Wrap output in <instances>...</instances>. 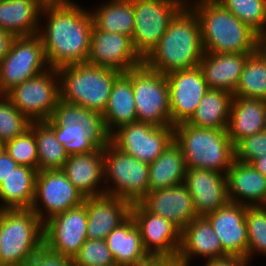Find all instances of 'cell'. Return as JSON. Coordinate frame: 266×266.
Returning <instances> with one entry per match:
<instances>
[{"mask_svg":"<svg viewBox=\"0 0 266 266\" xmlns=\"http://www.w3.org/2000/svg\"><path fill=\"white\" fill-rule=\"evenodd\" d=\"M49 68L38 34L15 37L8 54L0 63V94H6L13 87Z\"/></svg>","mask_w":266,"mask_h":266,"instance_id":"cell-11","label":"cell"},{"mask_svg":"<svg viewBox=\"0 0 266 266\" xmlns=\"http://www.w3.org/2000/svg\"><path fill=\"white\" fill-rule=\"evenodd\" d=\"M17 166H19V164L15 162L4 149L0 154V183L3 182Z\"/></svg>","mask_w":266,"mask_h":266,"instance_id":"cell-46","label":"cell"},{"mask_svg":"<svg viewBox=\"0 0 266 266\" xmlns=\"http://www.w3.org/2000/svg\"><path fill=\"white\" fill-rule=\"evenodd\" d=\"M104 149L69 155L62 171L84 197L106 194L104 184ZM103 185V186H102Z\"/></svg>","mask_w":266,"mask_h":266,"instance_id":"cell-24","label":"cell"},{"mask_svg":"<svg viewBox=\"0 0 266 266\" xmlns=\"http://www.w3.org/2000/svg\"><path fill=\"white\" fill-rule=\"evenodd\" d=\"M200 256V257H199ZM205 261L228 257L223 251L219 237L206 217L193 219L181 231V244L177 258L183 266H190L194 258Z\"/></svg>","mask_w":266,"mask_h":266,"instance_id":"cell-22","label":"cell"},{"mask_svg":"<svg viewBox=\"0 0 266 266\" xmlns=\"http://www.w3.org/2000/svg\"><path fill=\"white\" fill-rule=\"evenodd\" d=\"M88 214L87 238L103 239L129 216L131 203L125 199L102 195L85 197L84 203Z\"/></svg>","mask_w":266,"mask_h":266,"instance_id":"cell-23","label":"cell"},{"mask_svg":"<svg viewBox=\"0 0 266 266\" xmlns=\"http://www.w3.org/2000/svg\"><path fill=\"white\" fill-rule=\"evenodd\" d=\"M250 54L205 52L199 62L204 79L212 90L233 94Z\"/></svg>","mask_w":266,"mask_h":266,"instance_id":"cell-26","label":"cell"},{"mask_svg":"<svg viewBox=\"0 0 266 266\" xmlns=\"http://www.w3.org/2000/svg\"><path fill=\"white\" fill-rule=\"evenodd\" d=\"M86 206L68 209L43 224L44 247L52 253L74 258L87 238Z\"/></svg>","mask_w":266,"mask_h":266,"instance_id":"cell-15","label":"cell"},{"mask_svg":"<svg viewBox=\"0 0 266 266\" xmlns=\"http://www.w3.org/2000/svg\"><path fill=\"white\" fill-rule=\"evenodd\" d=\"M43 246V223L32 209L0 210V266H25Z\"/></svg>","mask_w":266,"mask_h":266,"instance_id":"cell-7","label":"cell"},{"mask_svg":"<svg viewBox=\"0 0 266 266\" xmlns=\"http://www.w3.org/2000/svg\"><path fill=\"white\" fill-rule=\"evenodd\" d=\"M75 266H116L103 239H87L73 258Z\"/></svg>","mask_w":266,"mask_h":266,"instance_id":"cell-41","label":"cell"},{"mask_svg":"<svg viewBox=\"0 0 266 266\" xmlns=\"http://www.w3.org/2000/svg\"><path fill=\"white\" fill-rule=\"evenodd\" d=\"M186 169L203 168L226 175L235 160L234 144L226 129L199 128L187 122L174 126Z\"/></svg>","mask_w":266,"mask_h":266,"instance_id":"cell-5","label":"cell"},{"mask_svg":"<svg viewBox=\"0 0 266 266\" xmlns=\"http://www.w3.org/2000/svg\"><path fill=\"white\" fill-rule=\"evenodd\" d=\"M125 74L132 81L137 121L156 126L172 125L165 75L150 69L144 63Z\"/></svg>","mask_w":266,"mask_h":266,"instance_id":"cell-9","label":"cell"},{"mask_svg":"<svg viewBox=\"0 0 266 266\" xmlns=\"http://www.w3.org/2000/svg\"><path fill=\"white\" fill-rule=\"evenodd\" d=\"M139 203L150 213L171 221L181 231L197 218L192 196L185 183L148 192Z\"/></svg>","mask_w":266,"mask_h":266,"instance_id":"cell-20","label":"cell"},{"mask_svg":"<svg viewBox=\"0 0 266 266\" xmlns=\"http://www.w3.org/2000/svg\"><path fill=\"white\" fill-rule=\"evenodd\" d=\"M60 99L88 110L103 113L120 71L79 63L57 68Z\"/></svg>","mask_w":266,"mask_h":266,"instance_id":"cell-6","label":"cell"},{"mask_svg":"<svg viewBox=\"0 0 266 266\" xmlns=\"http://www.w3.org/2000/svg\"><path fill=\"white\" fill-rule=\"evenodd\" d=\"M37 170L19 165L0 183V210L31 209L35 198Z\"/></svg>","mask_w":266,"mask_h":266,"instance_id":"cell-31","label":"cell"},{"mask_svg":"<svg viewBox=\"0 0 266 266\" xmlns=\"http://www.w3.org/2000/svg\"><path fill=\"white\" fill-rule=\"evenodd\" d=\"M149 192L170 188L185 182L186 165L181 147L173 140L149 164Z\"/></svg>","mask_w":266,"mask_h":266,"instance_id":"cell-32","label":"cell"},{"mask_svg":"<svg viewBox=\"0 0 266 266\" xmlns=\"http://www.w3.org/2000/svg\"><path fill=\"white\" fill-rule=\"evenodd\" d=\"M251 166L266 177V155L250 162Z\"/></svg>","mask_w":266,"mask_h":266,"instance_id":"cell-49","label":"cell"},{"mask_svg":"<svg viewBox=\"0 0 266 266\" xmlns=\"http://www.w3.org/2000/svg\"><path fill=\"white\" fill-rule=\"evenodd\" d=\"M165 77L168 82L171 124L174 127L192 118L210 88L199 66L173 71Z\"/></svg>","mask_w":266,"mask_h":266,"instance_id":"cell-16","label":"cell"},{"mask_svg":"<svg viewBox=\"0 0 266 266\" xmlns=\"http://www.w3.org/2000/svg\"><path fill=\"white\" fill-rule=\"evenodd\" d=\"M200 24L203 48L209 53L253 54L256 32L217 0H187Z\"/></svg>","mask_w":266,"mask_h":266,"instance_id":"cell-3","label":"cell"},{"mask_svg":"<svg viewBox=\"0 0 266 266\" xmlns=\"http://www.w3.org/2000/svg\"><path fill=\"white\" fill-rule=\"evenodd\" d=\"M43 5L66 4L72 0H39Z\"/></svg>","mask_w":266,"mask_h":266,"instance_id":"cell-50","label":"cell"},{"mask_svg":"<svg viewBox=\"0 0 266 266\" xmlns=\"http://www.w3.org/2000/svg\"><path fill=\"white\" fill-rule=\"evenodd\" d=\"M251 261L247 257L228 256L221 259L208 260L204 266H250Z\"/></svg>","mask_w":266,"mask_h":266,"instance_id":"cell-45","label":"cell"},{"mask_svg":"<svg viewBox=\"0 0 266 266\" xmlns=\"http://www.w3.org/2000/svg\"><path fill=\"white\" fill-rule=\"evenodd\" d=\"M226 180L229 202L245 206L266 205V177L250 163L234 160Z\"/></svg>","mask_w":266,"mask_h":266,"instance_id":"cell-25","label":"cell"},{"mask_svg":"<svg viewBox=\"0 0 266 266\" xmlns=\"http://www.w3.org/2000/svg\"><path fill=\"white\" fill-rule=\"evenodd\" d=\"M233 94L209 89L187 122L199 128L227 129Z\"/></svg>","mask_w":266,"mask_h":266,"instance_id":"cell-33","label":"cell"},{"mask_svg":"<svg viewBox=\"0 0 266 266\" xmlns=\"http://www.w3.org/2000/svg\"><path fill=\"white\" fill-rule=\"evenodd\" d=\"M134 9L133 47L144 60L156 47L187 0H131Z\"/></svg>","mask_w":266,"mask_h":266,"instance_id":"cell-10","label":"cell"},{"mask_svg":"<svg viewBox=\"0 0 266 266\" xmlns=\"http://www.w3.org/2000/svg\"><path fill=\"white\" fill-rule=\"evenodd\" d=\"M31 121L5 94H0V141L4 144L29 129Z\"/></svg>","mask_w":266,"mask_h":266,"instance_id":"cell-39","label":"cell"},{"mask_svg":"<svg viewBox=\"0 0 266 266\" xmlns=\"http://www.w3.org/2000/svg\"><path fill=\"white\" fill-rule=\"evenodd\" d=\"M14 38L15 36L11 33L0 29V63L8 54Z\"/></svg>","mask_w":266,"mask_h":266,"instance_id":"cell-47","label":"cell"},{"mask_svg":"<svg viewBox=\"0 0 266 266\" xmlns=\"http://www.w3.org/2000/svg\"><path fill=\"white\" fill-rule=\"evenodd\" d=\"M91 10L93 24L99 30L125 34L132 38L134 32V9L131 0H106ZM96 10V11H95Z\"/></svg>","mask_w":266,"mask_h":266,"instance_id":"cell-34","label":"cell"},{"mask_svg":"<svg viewBox=\"0 0 266 266\" xmlns=\"http://www.w3.org/2000/svg\"><path fill=\"white\" fill-rule=\"evenodd\" d=\"M84 200L85 197L62 170L37 172L35 198L31 209L43 224L53 216L80 206Z\"/></svg>","mask_w":266,"mask_h":266,"instance_id":"cell-14","label":"cell"},{"mask_svg":"<svg viewBox=\"0 0 266 266\" xmlns=\"http://www.w3.org/2000/svg\"><path fill=\"white\" fill-rule=\"evenodd\" d=\"M128 266H183L177 256H150L139 263Z\"/></svg>","mask_w":266,"mask_h":266,"instance_id":"cell-44","label":"cell"},{"mask_svg":"<svg viewBox=\"0 0 266 266\" xmlns=\"http://www.w3.org/2000/svg\"><path fill=\"white\" fill-rule=\"evenodd\" d=\"M246 208L245 205L228 202L224 207L206 216L228 256H247Z\"/></svg>","mask_w":266,"mask_h":266,"instance_id":"cell-21","label":"cell"},{"mask_svg":"<svg viewBox=\"0 0 266 266\" xmlns=\"http://www.w3.org/2000/svg\"><path fill=\"white\" fill-rule=\"evenodd\" d=\"M227 133L234 146L242 139L266 130V100L233 96Z\"/></svg>","mask_w":266,"mask_h":266,"instance_id":"cell-27","label":"cell"},{"mask_svg":"<svg viewBox=\"0 0 266 266\" xmlns=\"http://www.w3.org/2000/svg\"><path fill=\"white\" fill-rule=\"evenodd\" d=\"M102 116L110 135L121 126L137 121L132 81L125 73L115 80Z\"/></svg>","mask_w":266,"mask_h":266,"instance_id":"cell-30","label":"cell"},{"mask_svg":"<svg viewBox=\"0 0 266 266\" xmlns=\"http://www.w3.org/2000/svg\"><path fill=\"white\" fill-rule=\"evenodd\" d=\"M235 160L250 163L266 155V130L240 140L235 146Z\"/></svg>","mask_w":266,"mask_h":266,"instance_id":"cell-42","label":"cell"},{"mask_svg":"<svg viewBox=\"0 0 266 266\" xmlns=\"http://www.w3.org/2000/svg\"><path fill=\"white\" fill-rule=\"evenodd\" d=\"M5 151L19 165L38 171V151L34 132L29 128L23 134L4 144Z\"/></svg>","mask_w":266,"mask_h":266,"instance_id":"cell-40","label":"cell"},{"mask_svg":"<svg viewBox=\"0 0 266 266\" xmlns=\"http://www.w3.org/2000/svg\"><path fill=\"white\" fill-rule=\"evenodd\" d=\"M42 8L39 0H0V29L15 37L36 35Z\"/></svg>","mask_w":266,"mask_h":266,"instance_id":"cell-28","label":"cell"},{"mask_svg":"<svg viewBox=\"0 0 266 266\" xmlns=\"http://www.w3.org/2000/svg\"><path fill=\"white\" fill-rule=\"evenodd\" d=\"M233 96L266 100V63L257 53L246 59Z\"/></svg>","mask_w":266,"mask_h":266,"instance_id":"cell-36","label":"cell"},{"mask_svg":"<svg viewBox=\"0 0 266 266\" xmlns=\"http://www.w3.org/2000/svg\"><path fill=\"white\" fill-rule=\"evenodd\" d=\"M198 217L224 207L228 202L226 175L203 168L186 169L184 182Z\"/></svg>","mask_w":266,"mask_h":266,"instance_id":"cell-19","label":"cell"},{"mask_svg":"<svg viewBox=\"0 0 266 266\" xmlns=\"http://www.w3.org/2000/svg\"><path fill=\"white\" fill-rule=\"evenodd\" d=\"M116 266H128L149 258L139 228L130 215L105 238Z\"/></svg>","mask_w":266,"mask_h":266,"instance_id":"cell-29","label":"cell"},{"mask_svg":"<svg viewBox=\"0 0 266 266\" xmlns=\"http://www.w3.org/2000/svg\"><path fill=\"white\" fill-rule=\"evenodd\" d=\"M29 128L34 132L37 143L38 171L62 170L69 155L54 131L44 121L31 122Z\"/></svg>","mask_w":266,"mask_h":266,"instance_id":"cell-35","label":"cell"},{"mask_svg":"<svg viewBox=\"0 0 266 266\" xmlns=\"http://www.w3.org/2000/svg\"><path fill=\"white\" fill-rule=\"evenodd\" d=\"M87 63L125 73L143 64V59L134 49L131 37L93 26Z\"/></svg>","mask_w":266,"mask_h":266,"instance_id":"cell-17","label":"cell"},{"mask_svg":"<svg viewBox=\"0 0 266 266\" xmlns=\"http://www.w3.org/2000/svg\"><path fill=\"white\" fill-rule=\"evenodd\" d=\"M256 33L266 31V0H217Z\"/></svg>","mask_w":266,"mask_h":266,"instance_id":"cell-37","label":"cell"},{"mask_svg":"<svg viewBox=\"0 0 266 266\" xmlns=\"http://www.w3.org/2000/svg\"><path fill=\"white\" fill-rule=\"evenodd\" d=\"M38 35L41 37L50 68L87 63L93 14L75 1L43 5ZM45 24V25H42Z\"/></svg>","mask_w":266,"mask_h":266,"instance_id":"cell-1","label":"cell"},{"mask_svg":"<svg viewBox=\"0 0 266 266\" xmlns=\"http://www.w3.org/2000/svg\"><path fill=\"white\" fill-rule=\"evenodd\" d=\"M245 219L248 231L246 257L252 261L255 253H263L266 256V205L247 206Z\"/></svg>","mask_w":266,"mask_h":266,"instance_id":"cell-38","label":"cell"},{"mask_svg":"<svg viewBox=\"0 0 266 266\" xmlns=\"http://www.w3.org/2000/svg\"><path fill=\"white\" fill-rule=\"evenodd\" d=\"M103 169L106 195L132 204L149 192V164L122 152L111 142L104 148Z\"/></svg>","mask_w":266,"mask_h":266,"instance_id":"cell-8","label":"cell"},{"mask_svg":"<svg viewBox=\"0 0 266 266\" xmlns=\"http://www.w3.org/2000/svg\"><path fill=\"white\" fill-rule=\"evenodd\" d=\"M4 150V143L0 141V154Z\"/></svg>","mask_w":266,"mask_h":266,"instance_id":"cell-51","label":"cell"},{"mask_svg":"<svg viewBox=\"0 0 266 266\" xmlns=\"http://www.w3.org/2000/svg\"><path fill=\"white\" fill-rule=\"evenodd\" d=\"M25 266H75L70 257L50 252L44 246L29 259Z\"/></svg>","mask_w":266,"mask_h":266,"instance_id":"cell-43","label":"cell"},{"mask_svg":"<svg viewBox=\"0 0 266 266\" xmlns=\"http://www.w3.org/2000/svg\"><path fill=\"white\" fill-rule=\"evenodd\" d=\"M255 53L266 63V31L256 34Z\"/></svg>","mask_w":266,"mask_h":266,"instance_id":"cell-48","label":"cell"},{"mask_svg":"<svg viewBox=\"0 0 266 266\" xmlns=\"http://www.w3.org/2000/svg\"><path fill=\"white\" fill-rule=\"evenodd\" d=\"M204 53L198 17L186 4L171 20L166 32L143 63L166 75L199 66Z\"/></svg>","mask_w":266,"mask_h":266,"instance_id":"cell-2","label":"cell"},{"mask_svg":"<svg viewBox=\"0 0 266 266\" xmlns=\"http://www.w3.org/2000/svg\"><path fill=\"white\" fill-rule=\"evenodd\" d=\"M31 122L51 118L60 100V79L56 68L13 87L5 94Z\"/></svg>","mask_w":266,"mask_h":266,"instance_id":"cell-12","label":"cell"},{"mask_svg":"<svg viewBox=\"0 0 266 266\" xmlns=\"http://www.w3.org/2000/svg\"><path fill=\"white\" fill-rule=\"evenodd\" d=\"M130 215L139 228L144 248L150 256L178 255L181 230L176 225L148 212L139 202L131 204Z\"/></svg>","mask_w":266,"mask_h":266,"instance_id":"cell-18","label":"cell"},{"mask_svg":"<svg viewBox=\"0 0 266 266\" xmlns=\"http://www.w3.org/2000/svg\"><path fill=\"white\" fill-rule=\"evenodd\" d=\"M68 155L104 149L110 143L102 113L59 100L50 119L44 121Z\"/></svg>","mask_w":266,"mask_h":266,"instance_id":"cell-4","label":"cell"},{"mask_svg":"<svg viewBox=\"0 0 266 266\" xmlns=\"http://www.w3.org/2000/svg\"><path fill=\"white\" fill-rule=\"evenodd\" d=\"M174 140L172 125L156 126L133 122L121 126L110 135V142L122 152L145 163H152Z\"/></svg>","mask_w":266,"mask_h":266,"instance_id":"cell-13","label":"cell"}]
</instances>
